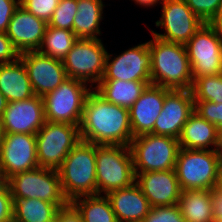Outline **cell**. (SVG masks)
Wrapping results in <instances>:
<instances>
[{
	"mask_svg": "<svg viewBox=\"0 0 222 222\" xmlns=\"http://www.w3.org/2000/svg\"><path fill=\"white\" fill-rule=\"evenodd\" d=\"M118 222H142L152 206L135 182L106 195Z\"/></svg>",
	"mask_w": 222,
	"mask_h": 222,
	"instance_id": "44dd1931",
	"label": "cell"
},
{
	"mask_svg": "<svg viewBox=\"0 0 222 222\" xmlns=\"http://www.w3.org/2000/svg\"><path fill=\"white\" fill-rule=\"evenodd\" d=\"M59 0H20V5L36 17L48 23Z\"/></svg>",
	"mask_w": 222,
	"mask_h": 222,
	"instance_id": "836d02e7",
	"label": "cell"
},
{
	"mask_svg": "<svg viewBox=\"0 0 222 222\" xmlns=\"http://www.w3.org/2000/svg\"><path fill=\"white\" fill-rule=\"evenodd\" d=\"M219 131L194 111L182 128L179 146L183 149L218 150Z\"/></svg>",
	"mask_w": 222,
	"mask_h": 222,
	"instance_id": "7402d4cb",
	"label": "cell"
},
{
	"mask_svg": "<svg viewBox=\"0 0 222 222\" xmlns=\"http://www.w3.org/2000/svg\"><path fill=\"white\" fill-rule=\"evenodd\" d=\"M77 12V0H59L47 26L71 30Z\"/></svg>",
	"mask_w": 222,
	"mask_h": 222,
	"instance_id": "4dcf8cb0",
	"label": "cell"
},
{
	"mask_svg": "<svg viewBox=\"0 0 222 222\" xmlns=\"http://www.w3.org/2000/svg\"><path fill=\"white\" fill-rule=\"evenodd\" d=\"M193 112L194 100L191 90L171 89L165 95L162 110L153 127V134L178 139L184 124Z\"/></svg>",
	"mask_w": 222,
	"mask_h": 222,
	"instance_id": "e0dca14e",
	"label": "cell"
},
{
	"mask_svg": "<svg viewBox=\"0 0 222 222\" xmlns=\"http://www.w3.org/2000/svg\"><path fill=\"white\" fill-rule=\"evenodd\" d=\"M20 5V0H0V32H6L9 22Z\"/></svg>",
	"mask_w": 222,
	"mask_h": 222,
	"instance_id": "8d00e7d4",
	"label": "cell"
},
{
	"mask_svg": "<svg viewBox=\"0 0 222 222\" xmlns=\"http://www.w3.org/2000/svg\"><path fill=\"white\" fill-rule=\"evenodd\" d=\"M151 84L174 90H191L193 76L185 45L167 42L151 34Z\"/></svg>",
	"mask_w": 222,
	"mask_h": 222,
	"instance_id": "7a4b0ae2",
	"label": "cell"
},
{
	"mask_svg": "<svg viewBox=\"0 0 222 222\" xmlns=\"http://www.w3.org/2000/svg\"><path fill=\"white\" fill-rule=\"evenodd\" d=\"M129 1L134 2L135 5H137L138 7H141V8L143 7V9L147 8V10H148V7L149 9L150 8L153 9L156 6L159 7V5L163 2V0H129Z\"/></svg>",
	"mask_w": 222,
	"mask_h": 222,
	"instance_id": "b9f144b4",
	"label": "cell"
},
{
	"mask_svg": "<svg viewBox=\"0 0 222 222\" xmlns=\"http://www.w3.org/2000/svg\"><path fill=\"white\" fill-rule=\"evenodd\" d=\"M135 182L152 207L179 203L181 188L175 169L167 171L135 172Z\"/></svg>",
	"mask_w": 222,
	"mask_h": 222,
	"instance_id": "ac0fdd59",
	"label": "cell"
},
{
	"mask_svg": "<svg viewBox=\"0 0 222 222\" xmlns=\"http://www.w3.org/2000/svg\"><path fill=\"white\" fill-rule=\"evenodd\" d=\"M142 222H186L178 204L152 207Z\"/></svg>",
	"mask_w": 222,
	"mask_h": 222,
	"instance_id": "1f68e13d",
	"label": "cell"
},
{
	"mask_svg": "<svg viewBox=\"0 0 222 222\" xmlns=\"http://www.w3.org/2000/svg\"><path fill=\"white\" fill-rule=\"evenodd\" d=\"M193 81L222 73V38L210 23L203 25L185 44Z\"/></svg>",
	"mask_w": 222,
	"mask_h": 222,
	"instance_id": "7c38bea8",
	"label": "cell"
},
{
	"mask_svg": "<svg viewBox=\"0 0 222 222\" xmlns=\"http://www.w3.org/2000/svg\"><path fill=\"white\" fill-rule=\"evenodd\" d=\"M194 111L219 130L222 129V103L194 100Z\"/></svg>",
	"mask_w": 222,
	"mask_h": 222,
	"instance_id": "d6a6232c",
	"label": "cell"
},
{
	"mask_svg": "<svg viewBox=\"0 0 222 222\" xmlns=\"http://www.w3.org/2000/svg\"><path fill=\"white\" fill-rule=\"evenodd\" d=\"M8 101L4 97V95L0 91V117L2 116L3 112L6 109Z\"/></svg>",
	"mask_w": 222,
	"mask_h": 222,
	"instance_id": "7bdbcfd3",
	"label": "cell"
},
{
	"mask_svg": "<svg viewBox=\"0 0 222 222\" xmlns=\"http://www.w3.org/2000/svg\"><path fill=\"white\" fill-rule=\"evenodd\" d=\"M97 195L131 186L136 175L129 146L96 144Z\"/></svg>",
	"mask_w": 222,
	"mask_h": 222,
	"instance_id": "277c9868",
	"label": "cell"
},
{
	"mask_svg": "<svg viewBox=\"0 0 222 222\" xmlns=\"http://www.w3.org/2000/svg\"><path fill=\"white\" fill-rule=\"evenodd\" d=\"M134 172L175 169L179 141L170 136L146 133L133 137L129 145Z\"/></svg>",
	"mask_w": 222,
	"mask_h": 222,
	"instance_id": "52a82bcc",
	"label": "cell"
},
{
	"mask_svg": "<svg viewBox=\"0 0 222 222\" xmlns=\"http://www.w3.org/2000/svg\"><path fill=\"white\" fill-rule=\"evenodd\" d=\"M219 151H222V129H220L219 131V147H218Z\"/></svg>",
	"mask_w": 222,
	"mask_h": 222,
	"instance_id": "bcb514c9",
	"label": "cell"
},
{
	"mask_svg": "<svg viewBox=\"0 0 222 222\" xmlns=\"http://www.w3.org/2000/svg\"><path fill=\"white\" fill-rule=\"evenodd\" d=\"M187 6L204 23H210L218 12L222 0H185Z\"/></svg>",
	"mask_w": 222,
	"mask_h": 222,
	"instance_id": "e575fe53",
	"label": "cell"
},
{
	"mask_svg": "<svg viewBox=\"0 0 222 222\" xmlns=\"http://www.w3.org/2000/svg\"><path fill=\"white\" fill-rule=\"evenodd\" d=\"M12 199L35 198L56 204L59 208L70 202L65 197L56 169L37 167L19 172L6 180Z\"/></svg>",
	"mask_w": 222,
	"mask_h": 222,
	"instance_id": "8992f818",
	"label": "cell"
},
{
	"mask_svg": "<svg viewBox=\"0 0 222 222\" xmlns=\"http://www.w3.org/2000/svg\"><path fill=\"white\" fill-rule=\"evenodd\" d=\"M175 172L181 190H210L218 185L219 150L180 148Z\"/></svg>",
	"mask_w": 222,
	"mask_h": 222,
	"instance_id": "5b68a950",
	"label": "cell"
},
{
	"mask_svg": "<svg viewBox=\"0 0 222 222\" xmlns=\"http://www.w3.org/2000/svg\"><path fill=\"white\" fill-rule=\"evenodd\" d=\"M81 214L83 222H118L106 195H89L70 202Z\"/></svg>",
	"mask_w": 222,
	"mask_h": 222,
	"instance_id": "83f0119b",
	"label": "cell"
},
{
	"mask_svg": "<svg viewBox=\"0 0 222 222\" xmlns=\"http://www.w3.org/2000/svg\"><path fill=\"white\" fill-rule=\"evenodd\" d=\"M119 54L107 51L102 79L151 81V54L148 41L135 44Z\"/></svg>",
	"mask_w": 222,
	"mask_h": 222,
	"instance_id": "4fadbf2b",
	"label": "cell"
},
{
	"mask_svg": "<svg viewBox=\"0 0 222 222\" xmlns=\"http://www.w3.org/2000/svg\"><path fill=\"white\" fill-rule=\"evenodd\" d=\"M29 76L33 92L43 97L46 93L55 90L67 78V73L61 60L36 51L20 53Z\"/></svg>",
	"mask_w": 222,
	"mask_h": 222,
	"instance_id": "9a60e30c",
	"label": "cell"
},
{
	"mask_svg": "<svg viewBox=\"0 0 222 222\" xmlns=\"http://www.w3.org/2000/svg\"><path fill=\"white\" fill-rule=\"evenodd\" d=\"M13 200L9 187L6 184L0 187V222H8L13 219Z\"/></svg>",
	"mask_w": 222,
	"mask_h": 222,
	"instance_id": "d590c367",
	"label": "cell"
},
{
	"mask_svg": "<svg viewBox=\"0 0 222 222\" xmlns=\"http://www.w3.org/2000/svg\"><path fill=\"white\" fill-rule=\"evenodd\" d=\"M56 222H83L81 214L69 203L57 212Z\"/></svg>",
	"mask_w": 222,
	"mask_h": 222,
	"instance_id": "ab89813d",
	"label": "cell"
},
{
	"mask_svg": "<svg viewBox=\"0 0 222 222\" xmlns=\"http://www.w3.org/2000/svg\"><path fill=\"white\" fill-rule=\"evenodd\" d=\"M92 89L82 81L67 78L42 97L45 121L80 125L85 100Z\"/></svg>",
	"mask_w": 222,
	"mask_h": 222,
	"instance_id": "ba28073f",
	"label": "cell"
},
{
	"mask_svg": "<svg viewBox=\"0 0 222 222\" xmlns=\"http://www.w3.org/2000/svg\"><path fill=\"white\" fill-rule=\"evenodd\" d=\"M2 135H3V132H2L1 124H0V144H1V141H2Z\"/></svg>",
	"mask_w": 222,
	"mask_h": 222,
	"instance_id": "7dc6e473",
	"label": "cell"
},
{
	"mask_svg": "<svg viewBox=\"0 0 222 222\" xmlns=\"http://www.w3.org/2000/svg\"><path fill=\"white\" fill-rule=\"evenodd\" d=\"M171 89L150 84L129 109L133 137L146 133L153 134V127Z\"/></svg>",
	"mask_w": 222,
	"mask_h": 222,
	"instance_id": "ffe728a7",
	"label": "cell"
},
{
	"mask_svg": "<svg viewBox=\"0 0 222 222\" xmlns=\"http://www.w3.org/2000/svg\"><path fill=\"white\" fill-rule=\"evenodd\" d=\"M47 25L48 23L19 5L5 33L19 53L36 51L42 44Z\"/></svg>",
	"mask_w": 222,
	"mask_h": 222,
	"instance_id": "d6986e66",
	"label": "cell"
},
{
	"mask_svg": "<svg viewBox=\"0 0 222 222\" xmlns=\"http://www.w3.org/2000/svg\"><path fill=\"white\" fill-rule=\"evenodd\" d=\"M0 91L8 102L35 96L27 69L20 58L11 63L0 64Z\"/></svg>",
	"mask_w": 222,
	"mask_h": 222,
	"instance_id": "cb8c5ba5",
	"label": "cell"
},
{
	"mask_svg": "<svg viewBox=\"0 0 222 222\" xmlns=\"http://www.w3.org/2000/svg\"><path fill=\"white\" fill-rule=\"evenodd\" d=\"M213 221L222 222V187L217 185L210 189Z\"/></svg>",
	"mask_w": 222,
	"mask_h": 222,
	"instance_id": "f35d334b",
	"label": "cell"
},
{
	"mask_svg": "<svg viewBox=\"0 0 222 222\" xmlns=\"http://www.w3.org/2000/svg\"><path fill=\"white\" fill-rule=\"evenodd\" d=\"M159 7L161 15L154 24L164 32L146 27L150 34L161 40L185 45L204 23L187 6L185 0H163Z\"/></svg>",
	"mask_w": 222,
	"mask_h": 222,
	"instance_id": "8fae6325",
	"label": "cell"
},
{
	"mask_svg": "<svg viewBox=\"0 0 222 222\" xmlns=\"http://www.w3.org/2000/svg\"><path fill=\"white\" fill-rule=\"evenodd\" d=\"M78 38L71 30L47 26L38 51L57 60H63Z\"/></svg>",
	"mask_w": 222,
	"mask_h": 222,
	"instance_id": "f1b7e54d",
	"label": "cell"
},
{
	"mask_svg": "<svg viewBox=\"0 0 222 222\" xmlns=\"http://www.w3.org/2000/svg\"><path fill=\"white\" fill-rule=\"evenodd\" d=\"M104 0H77V12L73 20L72 31L78 39H101V22L104 20Z\"/></svg>",
	"mask_w": 222,
	"mask_h": 222,
	"instance_id": "603a6c76",
	"label": "cell"
},
{
	"mask_svg": "<svg viewBox=\"0 0 222 222\" xmlns=\"http://www.w3.org/2000/svg\"><path fill=\"white\" fill-rule=\"evenodd\" d=\"M178 205L186 222H214L210 190H181Z\"/></svg>",
	"mask_w": 222,
	"mask_h": 222,
	"instance_id": "484cf974",
	"label": "cell"
},
{
	"mask_svg": "<svg viewBox=\"0 0 222 222\" xmlns=\"http://www.w3.org/2000/svg\"><path fill=\"white\" fill-rule=\"evenodd\" d=\"M107 51L102 39H78L62 60L68 78L94 88L103 78Z\"/></svg>",
	"mask_w": 222,
	"mask_h": 222,
	"instance_id": "9c48e42d",
	"label": "cell"
},
{
	"mask_svg": "<svg viewBox=\"0 0 222 222\" xmlns=\"http://www.w3.org/2000/svg\"><path fill=\"white\" fill-rule=\"evenodd\" d=\"M57 171L69 202L80 196L97 195L96 144L81 140Z\"/></svg>",
	"mask_w": 222,
	"mask_h": 222,
	"instance_id": "3957f363",
	"label": "cell"
},
{
	"mask_svg": "<svg viewBox=\"0 0 222 222\" xmlns=\"http://www.w3.org/2000/svg\"><path fill=\"white\" fill-rule=\"evenodd\" d=\"M0 164L6 180L16 173L39 167L36 134L3 133Z\"/></svg>",
	"mask_w": 222,
	"mask_h": 222,
	"instance_id": "5bb4252c",
	"label": "cell"
},
{
	"mask_svg": "<svg viewBox=\"0 0 222 222\" xmlns=\"http://www.w3.org/2000/svg\"><path fill=\"white\" fill-rule=\"evenodd\" d=\"M6 185V179L2 173L1 164H0V187H3Z\"/></svg>",
	"mask_w": 222,
	"mask_h": 222,
	"instance_id": "f6af8a7d",
	"label": "cell"
},
{
	"mask_svg": "<svg viewBox=\"0 0 222 222\" xmlns=\"http://www.w3.org/2000/svg\"><path fill=\"white\" fill-rule=\"evenodd\" d=\"M79 130L81 140L97 145L129 146L133 139L129 110L110 103L94 89L85 100Z\"/></svg>",
	"mask_w": 222,
	"mask_h": 222,
	"instance_id": "6da1fadb",
	"label": "cell"
},
{
	"mask_svg": "<svg viewBox=\"0 0 222 222\" xmlns=\"http://www.w3.org/2000/svg\"><path fill=\"white\" fill-rule=\"evenodd\" d=\"M218 185L222 187V151H219Z\"/></svg>",
	"mask_w": 222,
	"mask_h": 222,
	"instance_id": "ee69618b",
	"label": "cell"
},
{
	"mask_svg": "<svg viewBox=\"0 0 222 222\" xmlns=\"http://www.w3.org/2000/svg\"><path fill=\"white\" fill-rule=\"evenodd\" d=\"M19 55L20 53L14 48L7 34L0 32V64L14 62Z\"/></svg>",
	"mask_w": 222,
	"mask_h": 222,
	"instance_id": "74e56055",
	"label": "cell"
},
{
	"mask_svg": "<svg viewBox=\"0 0 222 222\" xmlns=\"http://www.w3.org/2000/svg\"><path fill=\"white\" fill-rule=\"evenodd\" d=\"M79 126L45 121L36 133L38 165L57 170L68 153L81 141Z\"/></svg>",
	"mask_w": 222,
	"mask_h": 222,
	"instance_id": "30bf717a",
	"label": "cell"
},
{
	"mask_svg": "<svg viewBox=\"0 0 222 222\" xmlns=\"http://www.w3.org/2000/svg\"><path fill=\"white\" fill-rule=\"evenodd\" d=\"M193 100L222 103V73L196 78L191 88Z\"/></svg>",
	"mask_w": 222,
	"mask_h": 222,
	"instance_id": "f546056e",
	"label": "cell"
},
{
	"mask_svg": "<svg viewBox=\"0 0 222 222\" xmlns=\"http://www.w3.org/2000/svg\"><path fill=\"white\" fill-rule=\"evenodd\" d=\"M150 84L151 81L102 79L93 89L110 103L129 110Z\"/></svg>",
	"mask_w": 222,
	"mask_h": 222,
	"instance_id": "d4e9b609",
	"label": "cell"
},
{
	"mask_svg": "<svg viewBox=\"0 0 222 222\" xmlns=\"http://www.w3.org/2000/svg\"><path fill=\"white\" fill-rule=\"evenodd\" d=\"M210 24L215 28L216 32L222 38V4L219 6L218 12L211 20Z\"/></svg>",
	"mask_w": 222,
	"mask_h": 222,
	"instance_id": "60d3db41",
	"label": "cell"
},
{
	"mask_svg": "<svg viewBox=\"0 0 222 222\" xmlns=\"http://www.w3.org/2000/svg\"><path fill=\"white\" fill-rule=\"evenodd\" d=\"M44 102L41 96L8 102L0 117L3 133L36 134L44 125Z\"/></svg>",
	"mask_w": 222,
	"mask_h": 222,
	"instance_id": "2e32d148",
	"label": "cell"
},
{
	"mask_svg": "<svg viewBox=\"0 0 222 222\" xmlns=\"http://www.w3.org/2000/svg\"><path fill=\"white\" fill-rule=\"evenodd\" d=\"M15 222H52L60 209L56 204L35 198L12 199Z\"/></svg>",
	"mask_w": 222,
	"mask_h": 222,
	"instance_id": "4316f807",
	"label": "cell"
}]
</instances>
